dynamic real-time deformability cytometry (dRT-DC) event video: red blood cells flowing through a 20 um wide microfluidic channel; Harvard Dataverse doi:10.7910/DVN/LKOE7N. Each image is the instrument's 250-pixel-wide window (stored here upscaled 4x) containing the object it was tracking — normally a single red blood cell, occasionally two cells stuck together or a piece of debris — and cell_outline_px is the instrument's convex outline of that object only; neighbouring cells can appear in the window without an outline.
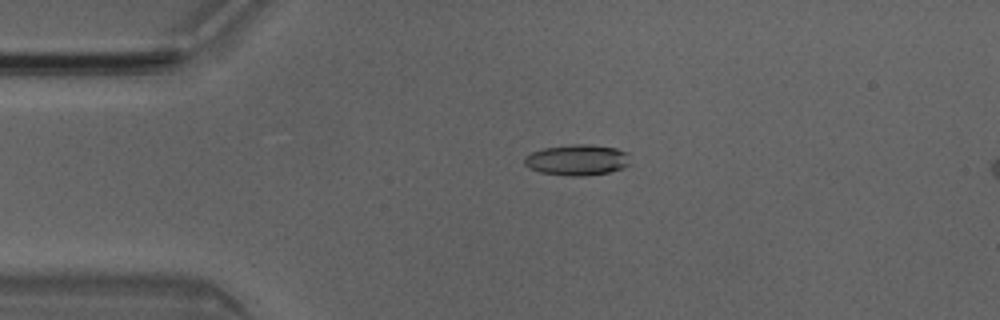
{"species": "Egyptian fruit bat (a non-hibernating species)", "species_latin": "Rousettus aegyptiacus", "temperature_condition": "room temperature", "stored_images_in_passage": 5, "camera_frame_rate_fps": 3000, "um_per_image_px": 0.085, "animal": {"sex": "male"}, "frame": {"image": 1, "passage_image": 3, "time_ms": 0.667, "image_size_px": [1000, 320], "cell_outline_px": [[628, 164], [624, 168], [608, 172], [584, 176], [568, 176], [540, 172], [528, 168], [524, 164], [524, 156], [532, 152], [544, 148], [572, 144], [588, 144], [616, 148], [628, 152]], "centroid_in_image_um": [49.03, 13.59], "position_along_channel_um": 36.0, "area_um2": 19.07}}